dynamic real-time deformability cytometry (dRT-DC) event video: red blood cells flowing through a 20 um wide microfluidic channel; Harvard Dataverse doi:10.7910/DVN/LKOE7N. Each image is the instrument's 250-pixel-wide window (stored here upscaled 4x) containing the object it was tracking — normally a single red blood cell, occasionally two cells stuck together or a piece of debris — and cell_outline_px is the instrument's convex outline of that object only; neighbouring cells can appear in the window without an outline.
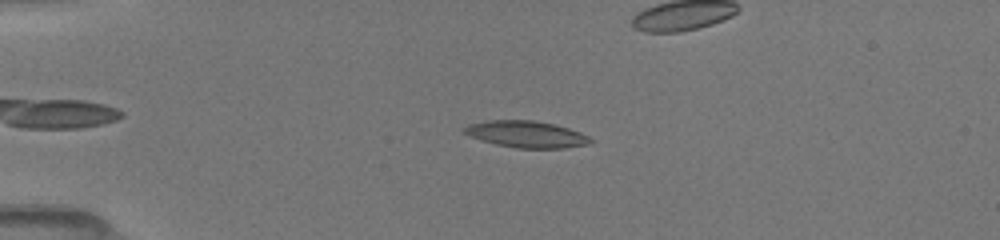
{"species": "common noctule bat (a hibernating species)", "species_latin": "Nyctalus noctula", "temperature_condition": "room temperature", "stored_images_in_passage": 45, "camera_frame_rate_fps": 3000, "um_per_image_px": 0.085, "animal": {"sex": "female", "body_mass_g": 19.5, "forearm_length_mm": 54.1}, "frame": {"image": 1, "passage_image": 12, "time_ms": 3.667, "image_size_px": [1000, 240], "cell_outline_px": [[592, 140], [588, 144], [564, 148], [516, 148], [496, 144], [480, 140], [464, 132], [464, 128], [468, 124], [488, 120], [532, 120], [552, 124], [568, 128], [580, 132], [588, 136]], "centroid_in_image_um": [44.73, 11.41], "position_along_channel_um": 40.3, "area_um2": 19.36}}
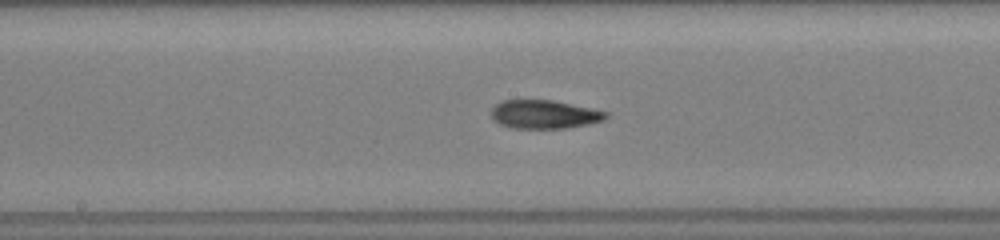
{"frame": {"image": 2, "passage_image": 27, "time_ms": 8.667, "image_size_px": [1000, 240], "cell_outline_px": [[608, 116], [604, 120], [588, 124], [564, 128], [512, 128], [500, 124], [492, 120], [492, 108], [500, 100], [552, 100], [592, 108], [608, 112]], "centroid_in_image_um": [46.26, 9.71], "position_along_channel_um": 201.9, "area_um2": 19.07}}
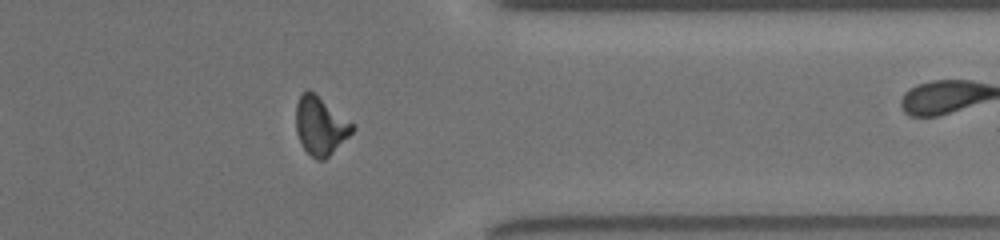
{"frame": {"image": 3, "passage_image": 41, "time_ms": 13.333, "image_size_px": [1000, 240], "cell_outline_px": [[356, 128], [324, 160], [316, 160], [304, 148], [296, 132], [296, 104], [300, 96], [304, 92], [312, 92], [356, 124]], "centroid_in_image_um": [27.25, 10.7], "position_along_channel_um": 384.2, "area_um2": 18.73}, "authors_computed_cell_mechanics": {"area_um2": 19.363, "velocity_mm_per_s": 4.0579, "shape_relaxation_time_tau1_ms": null, "shape_relaxation_time_tau2_ms": 5.2311, "deformation_change_tau1": null, "deformation_change_tau2": 0.1452}}